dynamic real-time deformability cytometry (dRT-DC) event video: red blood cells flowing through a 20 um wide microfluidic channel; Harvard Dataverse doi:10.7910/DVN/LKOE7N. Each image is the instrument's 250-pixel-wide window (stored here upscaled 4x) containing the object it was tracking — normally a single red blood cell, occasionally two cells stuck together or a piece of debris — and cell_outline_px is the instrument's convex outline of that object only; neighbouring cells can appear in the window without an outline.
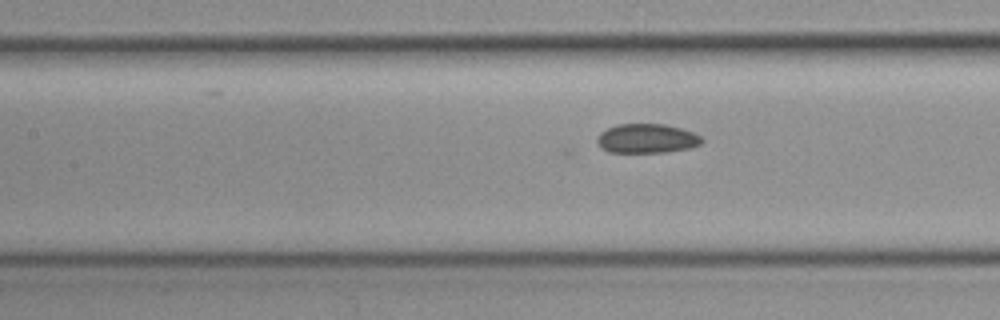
{"species": "common noctule bat (a hibernating species)", "species_latin": "Nyctalus noctula", "temperature_condition": "cold", "stored_images_in_passage": 19, "camera_frame_rate_fps": 3000, "um_per_image_px": 0.085, "animal": {"sex": "female", "body_mass_g": 19.3, "forearm_length_mm": 54.1}, "frame": {"image": 1, "passage_image": 8, "time_ms": 2.333, "image_size_px": [1000, 320], "cell_outline_px": [[704, 140], [700, 144], [688, 148], [664, 152], [608, 152], [600, 148], [596, 140], [600, 132], [616, 124], [664, 124], [680, 128], [692, 132], [700, 136]], "centroid_in_image_um": [54.94, 11.77], "position_along_channel_um": 152.5, "area_um2": 17.8}}